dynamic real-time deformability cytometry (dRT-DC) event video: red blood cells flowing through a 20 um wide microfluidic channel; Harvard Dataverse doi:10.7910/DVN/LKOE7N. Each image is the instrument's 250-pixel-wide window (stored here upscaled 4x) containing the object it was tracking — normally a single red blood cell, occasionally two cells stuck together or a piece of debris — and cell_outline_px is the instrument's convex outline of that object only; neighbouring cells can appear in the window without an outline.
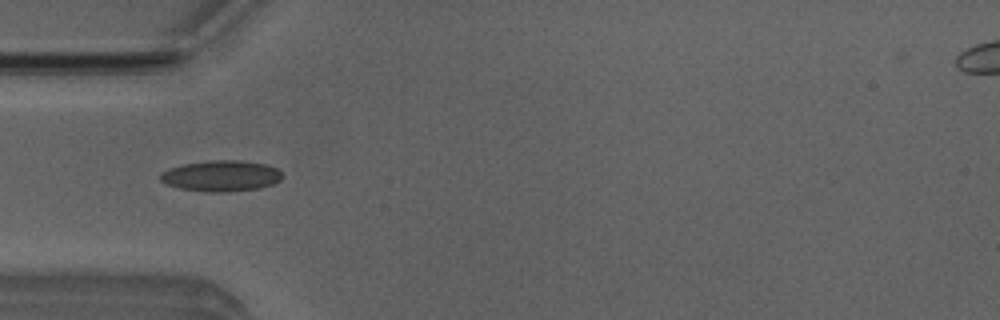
{"species": "Egyptian fruit bat (a non-hibernating species)", "species_latin": "Rousettus aegyptiacus", "temperature_condition": "room temperature", "stored_images_in_passage": 51, "camera_frame_rate_fps": 3000, "um_per_image_px": 0.085, "animal": {"sex": "male"}, "frame": {"image": 1, "passage_image": 15, "time_ms": 4.667, "image_size_px": [1000, 320], "cell_outline_px": [[284, 176], [280, 180], [272, 184], [260, 188], [224, 192], [208, 192], [180, 188], [164, 184], [160, 180], [160, 172], [168, 168], [184, 164], [208, 160], [240, 160], [268, 164], [276, 168]], "centroid_in_image_um": [18.78, 14.94], "position_along_channel_um": 66.2, "area_um2": 22.2}}
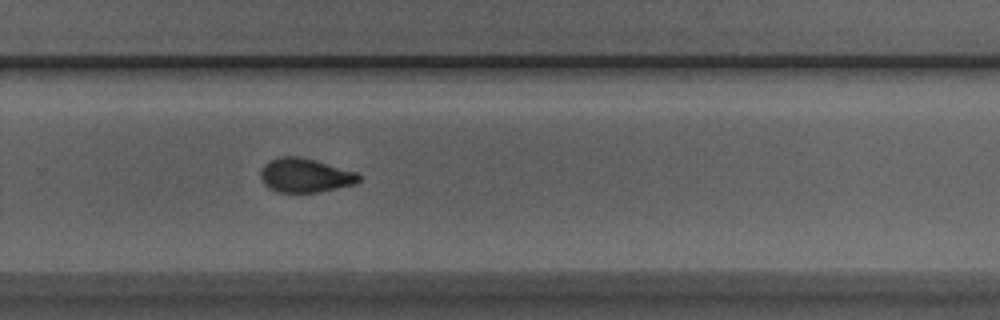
{"frame": {"image": 2, "passage_image": 33, "time_ms": 10.667, "image_size_px": [1000, 320], "cell_outline_px": [[360, 180], [356, 184], [320, 192], [276, 192], [268, 188], [260, 180], [260, 168], [268, 160], [276, 156], [300, 156], [316, 160], [356, 172], [360, 176]], "centroid_in_image_um": [25.88, 14.9], "position_along_channel_um": 303.9, "area_um2": 19.88}}
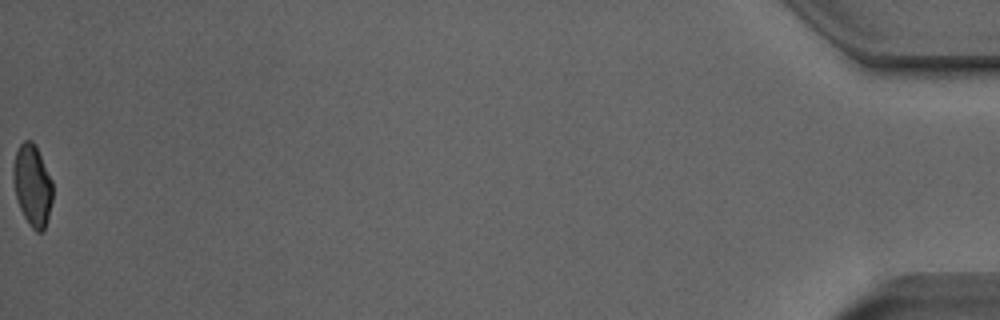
{"frame": {"image": 3, "passage_image": 51, "time_ms": 16.667, "image_size_px": [1000, 320], "cell_outline_px": [[52, 200], [48, 216], [44, 228], [40, 232], [36, 232], [28, 224], [20, 208], [16, 196], [12, 176], [12, 168], [16, 152], [20, 144], [24, 140], [32, 140], [52, 180]], "centroid_in_image_um": [2.73, 15.76], "position_along_channel_um": 432.5, "area_um2": 18.44}, "authors_computed_cell_mechanics": {"area_um2": 19.5942, "velocity_mm_per_s": 3.9571, "shape_relaxation_time_tau1_ms": 4.4604, "shape_relaxation_time_tau2_ms": 1.5991, "deformation_change_tau1": 0.139, "deformation_change_tau2": 0.0691}}